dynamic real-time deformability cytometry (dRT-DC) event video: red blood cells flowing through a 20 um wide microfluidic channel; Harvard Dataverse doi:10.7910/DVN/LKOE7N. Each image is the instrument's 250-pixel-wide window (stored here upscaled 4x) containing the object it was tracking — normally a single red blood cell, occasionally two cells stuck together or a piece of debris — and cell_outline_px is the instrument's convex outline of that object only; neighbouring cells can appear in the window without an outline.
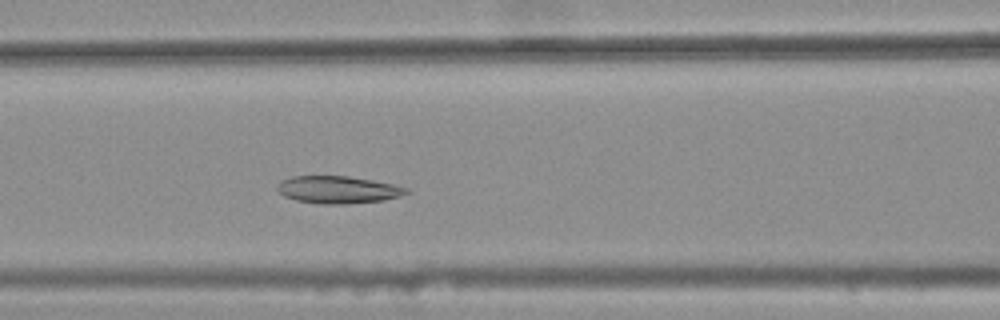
{"species": "common noctule bat (a hibernating species)", "species_latin": "Nyctalus noctula", "temperature_condition": "warm", "stored_images_in_passage": 40, "camera_frame_rate_fps": 3000, "um_per_image_px": 0.085, "animal": {"sex": "female", "body_mass_g": 25.1}, "frame": {"image": 1, "passage_image": 18, "time_ms": 5.667, "image_size_px": [1000, 320], "cell_outline_px": [[408, 192], [400, 196], [384, 200], [348, 204], [316, 204], [296, 200], [284, 196], [276, 188], [280, 180], [292, 176], [348, 176], [372, 180], [392, 184], [408, 188]], "centroid_in_image_um": [28.7, 16.13], "position_along_channel_um": 137.9, "area_um2": 20.63}}
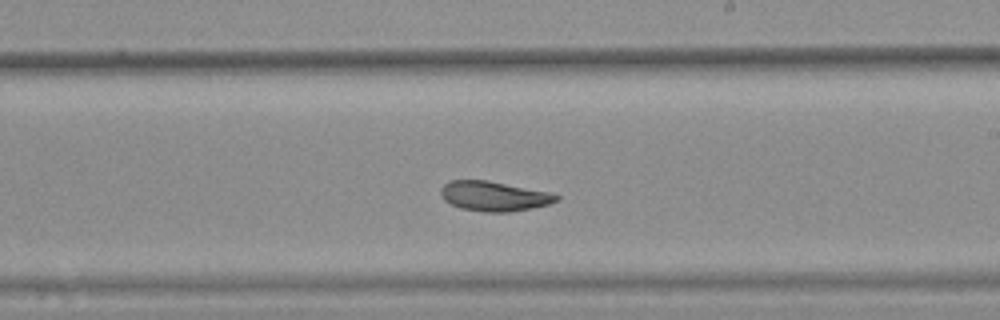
{"frame": {"image": 2, "passage_image": 27, "time_ms": 8.667, "image_size_px": [1000, 320], "cell_outline_px": [[560, 200], [548, 204], [532, 208], [508, 212], [484, 212], [460, 208], [444, 200], [440, 192], [440, 188], [448, 180], [488, 180], [552, 192], [560, 196]], "centroid_in_image_um": [42.01, 16.66], "position_along_channel_um": 247.0, "area_um2": 20.29}}
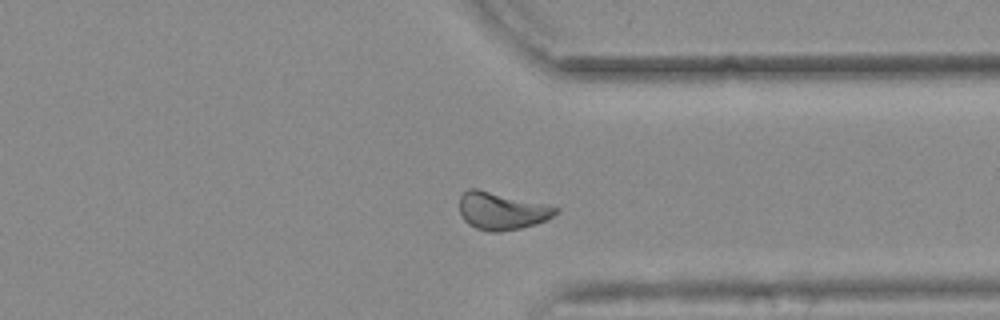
{"frame": {"image": 3, "passage_image": 37, "time_ms": 12.0, "image_size_px": [1000, 320], "cell_outline_px": [[560, 212], [536, 224], [520, 228], [500, 232], [492, 232], [476, 228], [468, 224], [464, 220], [460, 212], [460, 196], [468, 188], [476, 188], [560, 208]], "centroid_in_image_um": [42.62, 17.93], "position_along_channel_um": 368.8, "area_um2": 20.75}, "authors_computed_cell_mechanics": {"area_um2": 21.0103, "velocity_mm_per_s": 3.6507, "shape_relaxation_time_tau1_ms": null, "shape_relaxation_time_tau2_ms": 2.9196, "deformation_change_tau1": null, "deformation_change_tau2": 0.0849}}